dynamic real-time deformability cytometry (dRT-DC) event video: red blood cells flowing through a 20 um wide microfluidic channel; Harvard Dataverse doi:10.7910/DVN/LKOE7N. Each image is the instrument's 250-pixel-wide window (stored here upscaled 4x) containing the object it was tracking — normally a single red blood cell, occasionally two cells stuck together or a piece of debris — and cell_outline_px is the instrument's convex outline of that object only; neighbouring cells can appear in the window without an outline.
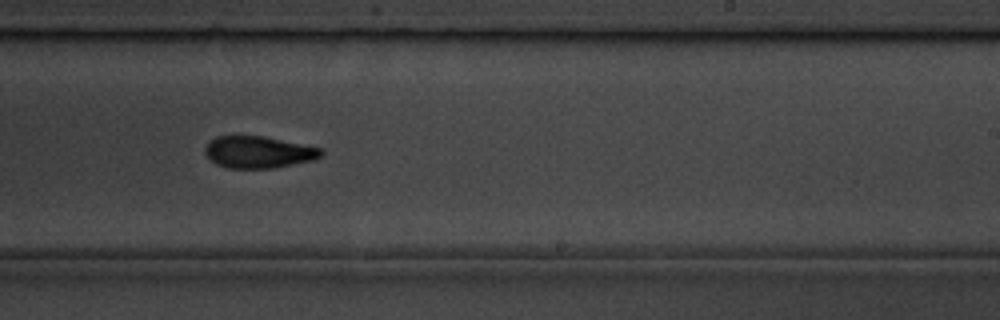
{"species": "common noctule bat (a hibernating species)", "species_latin": "Nyctalus noctula", "temperature_condition": "room temperature", "stored_images_in_passage": 39, "camera_frame_rate_fps": 3000, "um_per_image_px": 0.085, "animal": {"sex": "male", "body_mass_g": 19.5, "forearm_length_mm": 54.6}, "frame": {"image": 1, "passage_image": 17, "time_ms": 5.333, "image_size_px": [1000, 320], "cell_outline_px": [[324, 152], [320, 156], [312, 160], [272, 168], [228, 168], [216, 164], [204, 152], [204, 148], [208, 140], [216, 136], [264, 136], [320, 148]], "centroid_in_image_um": [21.91, 12.92], "position_along_channel_um": 267.1, "area_um2": 21.39}}
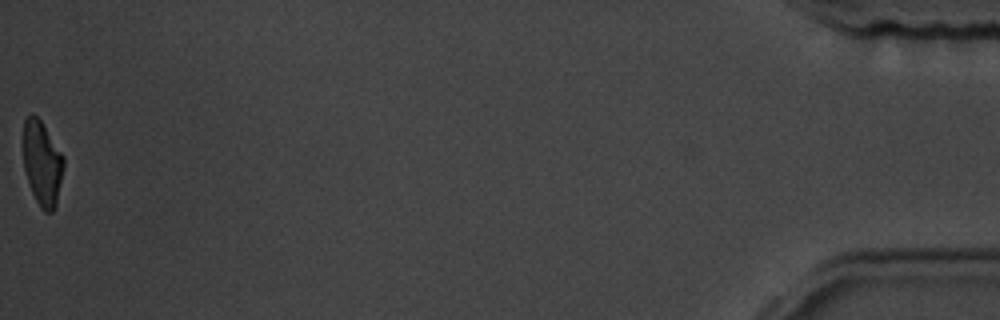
{"frame": {"image": 2, "passage_image": 39, "time_ms": 12.667, "image_size_px": [1000, 320], "cell_outline_px": [[64, 168], [56, 204], [52, 212], [44, 212], [40, 208], [32, 192], [24, 168], [24, 120], [32, 112], [40, 120], [64, 156]], "centroid_in_image_um": [3.6, 13.89], "position_along_channel_um": 431.6, "area_um2": 19.71}}